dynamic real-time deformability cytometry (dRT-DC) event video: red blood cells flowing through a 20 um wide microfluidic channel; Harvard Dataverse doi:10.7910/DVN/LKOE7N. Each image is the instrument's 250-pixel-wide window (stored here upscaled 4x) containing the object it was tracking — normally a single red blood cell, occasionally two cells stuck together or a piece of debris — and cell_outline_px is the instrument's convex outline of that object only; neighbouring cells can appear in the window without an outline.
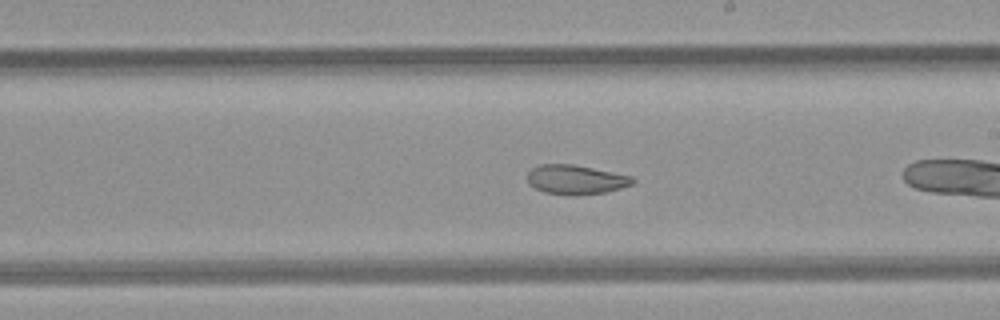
{"species": "common noctule bat (a hibernating species)", "species_latin": "Nyctalus noctula", "temperature_condition": "room temperature", "stored_images_in_passage": 18, "camera_frame_rate_fps": 3000, "um_per_image_px": 0.085, "animal": {"sex": "female", "body_mass_g": 21.9}, "frame": {"image": 1, "passage_image": 8, "time_ms": 2.333, "image_size_px": [1000, 320], "cell_outline_px": [[636, 180], [632, 184], [608, 192], [576, 196], [564, 196], [544, 192], [528, 184], [528, 172], [532, 168], [540, 164], [572, 164], [632, 176]], "centroid_in_image_um": [48.93, 15.29], "position_along_channel_um": 240.1, "area_um2": 18.21}}
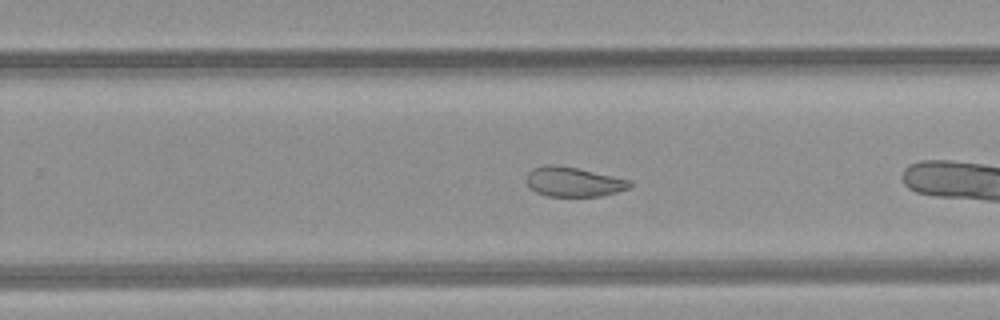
{"frame": {"image": 2, "passage_image": 11, "time_ms": 3.333, "image_size_px": [1000, 320], "cell_outline_px": [[632, 184], [628, 188], [616, 192], [600, 196], [548, 196], [536, 192], [524, 180], [528, 172], [532, 168], [544, 164], [556, 164], [576, 168], [632, 180]], "centroid_in_image_um": [48.71, 15.44], "position_along_channel_um": 281.1, "area_um2": 17.86}}